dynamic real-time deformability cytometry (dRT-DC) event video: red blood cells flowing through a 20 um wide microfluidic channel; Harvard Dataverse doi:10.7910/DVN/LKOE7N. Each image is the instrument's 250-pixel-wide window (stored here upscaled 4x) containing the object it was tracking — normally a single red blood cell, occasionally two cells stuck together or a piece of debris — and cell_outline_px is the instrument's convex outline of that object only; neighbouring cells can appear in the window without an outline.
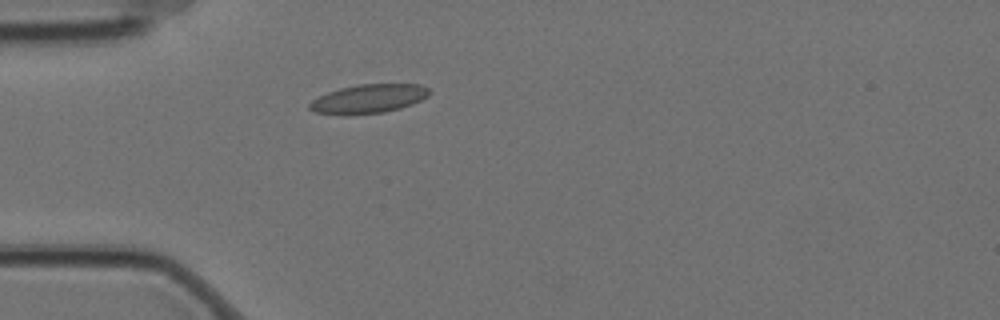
{"species": "Egyptian fruit bat (a non-hibernating species)", "species_latin": "Rousettus aegyptiacus", "temperature_condition": "cold", "stored_images_in_passage": 4, "camera_frame_rate_fps": 3000, "um_per_image_px": 0.085, "animal": {"sex": "female"}, "frame": {"image": 1, "passage_image": 4, "time_ms": 1.0, "image_size_px": [1000, 320], "cell_outline_px": [[428, 96], [412, 104], [400, 108], [384, 112], [344, 116], [316, 112], [308, 108], [308, 104], [312, 100], [328, 92], [340, 88], [356, 84], [420, 84], [428, 88]], "centroid_in_image_um": [31.29, 8.4], "position_along_channel_um": 53.7, "area_um2": 20.23}}